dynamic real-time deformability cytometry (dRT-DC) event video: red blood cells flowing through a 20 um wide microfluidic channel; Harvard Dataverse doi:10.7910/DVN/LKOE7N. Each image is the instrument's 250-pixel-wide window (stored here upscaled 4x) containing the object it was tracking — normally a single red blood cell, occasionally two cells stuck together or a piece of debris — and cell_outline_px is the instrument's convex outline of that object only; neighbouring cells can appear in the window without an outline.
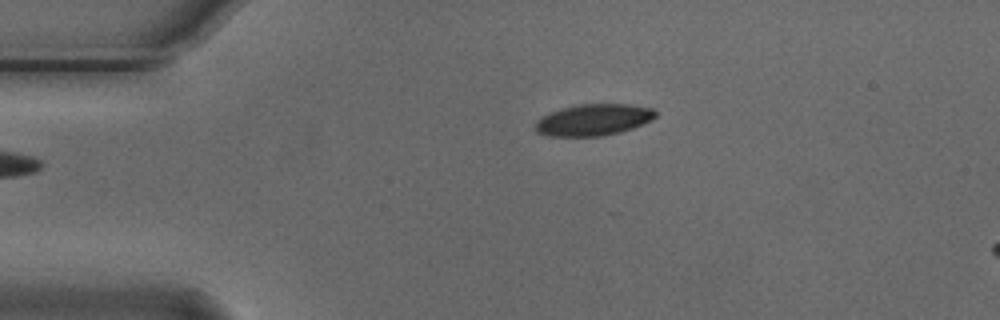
{"species": "Egyptian fruit bat (a non-hibernating species)", "species_latin": "Rousettus aegyptiacus", "temperature_condition": "cold", "stored_images_in_passage": 2, "camera_frame_rate_fps": 3000, "um_per_image_px": 0.085, "animal": {"sex": "male"}, "frame": {"image": 1, "passage_image": 2, "time_ms": 0.333, "image_size_px": [1000, 320], "cell_outline_px": [[656, 116], [652, 120], [632, 128], [620, 132], [600, 136], [548, 136], [536, 132], [536, 120], [540, 116], [560, 108], [576, 104], [628, 104], [652, 108], [656, 112]], "centroid_in_image_um": [50.41, 10.18], "position_along_channel_um": 34.6, "area_um2": 22.2}}